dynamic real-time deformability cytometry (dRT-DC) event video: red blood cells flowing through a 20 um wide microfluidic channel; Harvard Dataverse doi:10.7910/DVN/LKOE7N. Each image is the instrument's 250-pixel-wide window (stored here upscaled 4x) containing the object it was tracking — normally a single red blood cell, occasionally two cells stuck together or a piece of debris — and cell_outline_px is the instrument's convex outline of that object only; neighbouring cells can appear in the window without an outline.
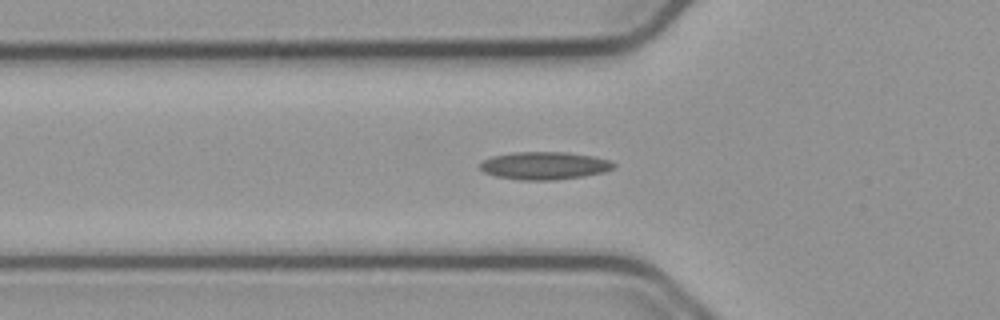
{"species": "common noctule bat (a hibernating species)", "species_latin": "Nyctalus noctula", "temperature_condition": "cold", "stored_images_in_passage": 55, "camera_frame_rate_fps": 3000, "um_per_image_px": 0.085, "animal": {"sex": "male", "body_mass_g": 23.1, "forearm_length_mm": 52.7}, "frame": {"image": 1, "passage_image": 18, "time_ms": 5.667, "image_size_px": [1000, 320], "cell_outline_px": [[616, 164], [612, 168], [604, 172], [584, 176], [552, 180], [520, 180], [496, 176], [484, 172], [480, 168], [480, 164], [484, 160], [492, 156], [512, 152], [568, 152], [592, 156], [608, 160]], "centroid_in_image_um": [46.26, 14.08], "position_along_channel_um": 79.5, "area_um2": 21.5}}
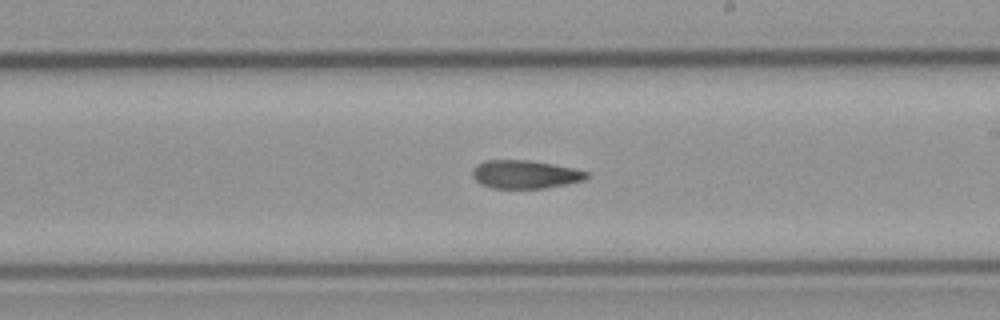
{"frame": {"image": 2, "passage_image": 31, "time_ms": 10.0, "image_size_px": [1000, 320], "cell_outline_px": [[588, 176], [584, 180], [544, 188], [492, 188], [480, 184], [472, 176], [472, 168], [476, 164], [484, 160], [528, 160], [552, 164], [572, 168], [588, 172]], "centroid_in_image_um": [44.57, 14.81], "position_along_channel_um": 244.4, "area_um2": 18.73}}
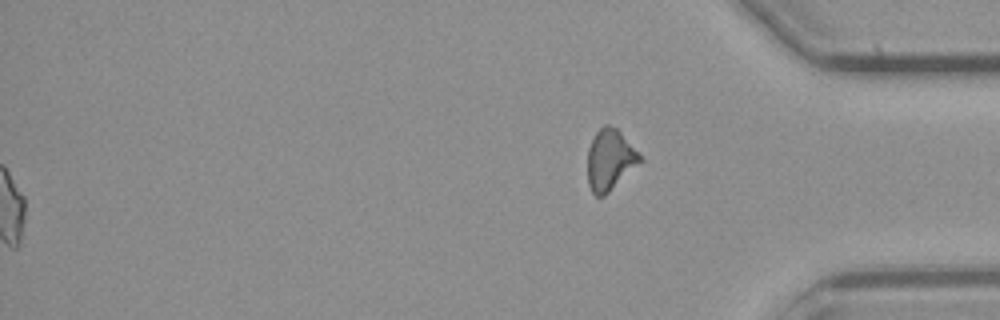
{"frame": {"image": 3, "passage_image": 55, "time_ms": 18.0, "image_size_px": [1000, 320], "cell_outline_px": [[640, 160], [604, 196], [596, 196], [592, 192], [588, 184], [588, 148], [596, 132], [604, 124], [608, 124], [616, 128], [640, 152]], "centroid_in_image_um": [51.81, 13.55], "position_along_channel_um": 383.4, "area_um2": 18.03}, "authors_computed_cell_mechanics": {"area_um2": 19.0162, "velocity_mm_per_s": 3.7672, "shape_relaxation_time_tau1_ms": null, "shape_relaxation_time_tau2_ms": 3.5741, "deformation_change_tau1": null, "deformation_change_tau2": 0.1074}}